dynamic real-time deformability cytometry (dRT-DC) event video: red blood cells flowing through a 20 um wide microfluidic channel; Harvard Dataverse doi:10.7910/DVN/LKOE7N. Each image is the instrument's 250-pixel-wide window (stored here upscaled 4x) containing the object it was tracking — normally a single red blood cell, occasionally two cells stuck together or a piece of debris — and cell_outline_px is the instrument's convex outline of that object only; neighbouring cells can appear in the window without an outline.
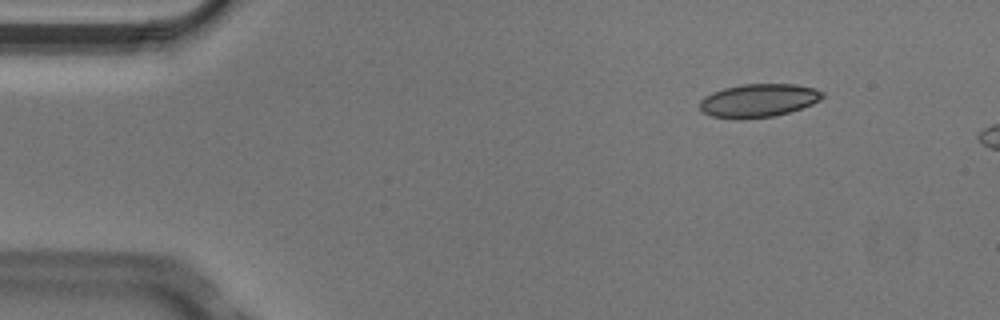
{"species": "Egyptian fruit bat (a non-hibernating species)", "species_latin": "Rousettus aegyptiacus", "temperature_condition": "cold", "stored_images_in_passage": 4, "camera_frame_rate_fps": 3000, "um_per_image_px": 0.085, "animal": {"sex": "male"}, "frame": {"image": 1, "passage_image": 2, "time_ms": 0.333, "image_size_px": [1000, 320], "cell_outline_px": [[824, 96], [820, 100], [812, 104], [788, 112], [772, 116], [736, 120], [712, 116], [704, 112], [700, 108], [700, 100], [704, 96], [712, 92], [724, 88], [744, 84], [796, 84], [812, 88], [824, 92]], "centroid_in_image_um": [64.45, 8.54], "position_along_channel_um": 20.6, "area_um2": 23.76}}